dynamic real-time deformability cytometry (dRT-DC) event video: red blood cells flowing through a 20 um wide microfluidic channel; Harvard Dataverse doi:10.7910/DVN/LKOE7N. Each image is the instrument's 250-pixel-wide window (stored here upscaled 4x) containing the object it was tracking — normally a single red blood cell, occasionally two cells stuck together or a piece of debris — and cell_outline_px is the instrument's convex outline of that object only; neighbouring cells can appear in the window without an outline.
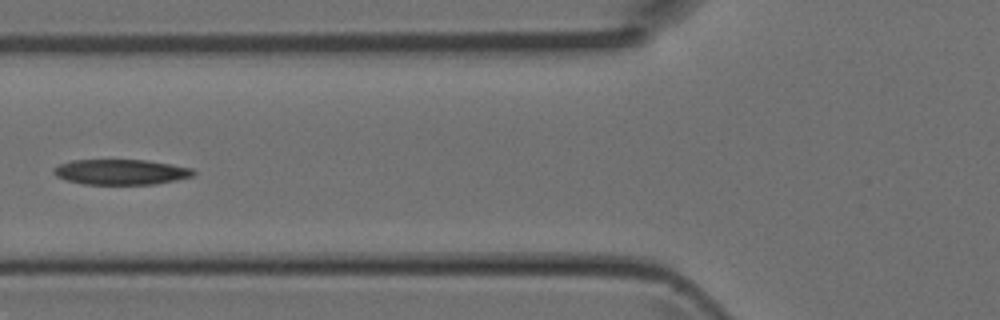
{"species": "Egyptian fruit bat (a non-hibernating species)", "species_latin": "Rousettus aegyptiacus", "temperature_condition": "room temperature", "stored_images_in_passage": 4, "camera_frame_rate_fps": 3000, "um_per_image_px": 0.085, "animal": {"sex": "female"}, "frame": {"image": 1, "passage_image": 4, "time_ms": 1.0, "image_size_px": [1000, 320], "cell_outline_px": [[196, 172], [192, 176], [176, 180], [156, 184], [84, 184], [64, 180], [56, 176], [52, 172], [52, 168], [60, 164], [72, 160], [144, 160], [172, 164], [192, 168]], "centroid_in_image_um": [10.25, 14.62], "position_along_channel_um": 115.5, "area_um2": 20.69}}